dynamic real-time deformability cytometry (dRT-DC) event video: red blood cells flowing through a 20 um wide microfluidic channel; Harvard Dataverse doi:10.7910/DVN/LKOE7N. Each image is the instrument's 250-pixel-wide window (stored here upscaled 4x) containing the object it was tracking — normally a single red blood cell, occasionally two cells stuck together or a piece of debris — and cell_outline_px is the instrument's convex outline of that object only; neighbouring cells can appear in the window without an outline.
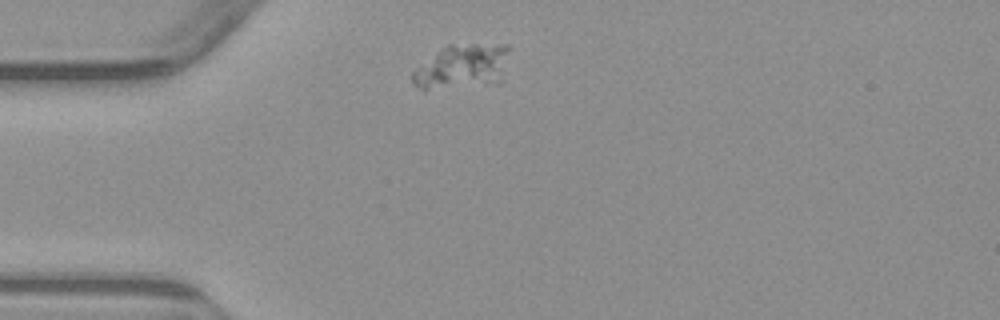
{"species": "common noctule bat (a hibernating species)", "species_latin": "Nyctalus noctula", "temperature_condition": "warm", "stored_images_in_passage": 6, "camera_frame_rate_fps": 3000, "um_per_image_px": 0.085, "animal": {"sex": "male", "body_mass_g": 23.1, "forearm_length_mm": 52.7}, "frame": {"image": 1, "passage_image": 1, "time_ms": 0.0, "image_size_px": [1000, 320], "cell_outline_px": [[508, 52], [500, 84], [428, 88], [420, 88], [412, 84], [412, 72], [416, 68], [448, 44], [508, 44]], "centroid_in_image_um": [39.32, 5.65], "position_along_channel_um": 45.7, "area_um2": 24.68}}
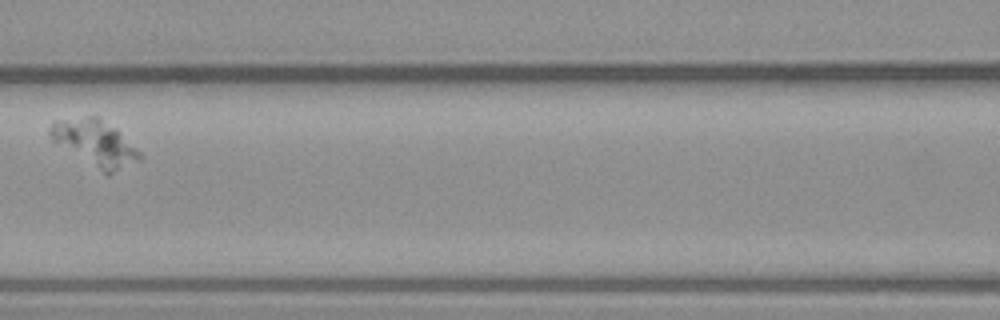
{"frame": {"image": 2, "passage_image": 4, "time_ms": 3.667, "image_size_px": [1000, 320], "cell_outline_px": [[140, 160], [108, 176], [52, 140], [48, 132], [48, 128], [56, 120], [84, 116], [100, 116], [116, 128], [140, 152]], "centroid_in_image_um": [8.08, 12.14], "position_along_channel_um": 158.5, "area_um2": 23.87}}
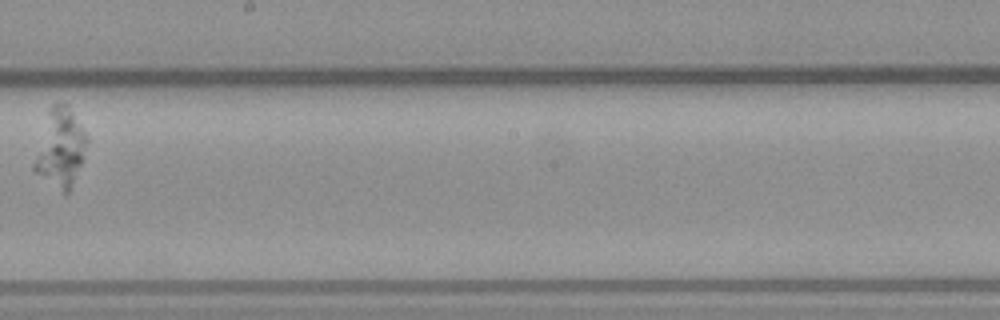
{"frame": {"image": 3, "passage_image": 6, "time_ms": 6.0, "image_size_px": [1000, 320], "cell_outline_px": [[88, 140], [80, 164], [68, 192], [64, 192], [36, 172], [32, 168], [32, 164], [48, 112], [52, 104], [68, 104], [84, 132]], "centroid_in_image_um": [5.11, 12.53], "position_along_channel_um": 243.1, "area_um2": 22.83}}